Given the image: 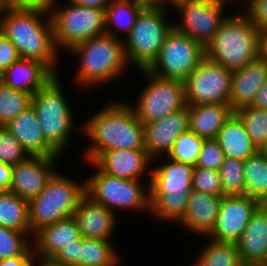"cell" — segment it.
<instances>
[{"label":"cell","mask_w":267,"mask_h":266,"mask_svg":"<svg viewBox=\"0 0 267 266\" xmlns=\"http://www.w3.org/2000/svg\"><path fill=\"white\" fill-rule=\"evenodd\" d=\"M244 161L225 158L218 170L222 184V196L246 195Z\"/></svg>","instance_id":"35"},{"label":"cell","mask_w":267,"mask_h":266,"mask_svg":"<svg viewBox=\"0 0 267 266\" xmlns=\"http://www.w3.org/2000/svg\"><path fill=\"white\" fill-rule=\"evenodd\" d=\"M44 16L46 21L41 20ZM0 32L13 43L22 59L41 61L58 75L60 52L55 45L50 12L12 6L1 19Z\"/></svg>","instance_id":"2"},{"label":"cell","mask_w":267,"mask_h":266,"mask_svg":"<svg viewBox=\"0 0 267 266\" xmlns=\"http://www.w3.org/2000/svg\"><path fill=\"white\" fill-rule=\"evenodd\" d=\"M5 127L18 139L29 155L60 156L45 140L37 113L32 105L18 114Z\"/></svg>","instance_id":"22"},{"label":"cell","mask_w":267,"mask_h":266,"mask_svg":"<svg viewBox=\"0 0 267 266\" xmlns=\"http://www.w3.org/2000/svg\"><path fill=\"white\" fill-rule=\"evenodd\" d=\"M8 0H0V22L3 16L7 13V11L11 8Z\"/></svg>","instance_id":"51"},{"label":"cell","mask_w":267,"mask_h":266,"mask_svg":"<svg viewBox=\"0 0 267 266\" xmlns=\"http://www.w3.org/2000/svg\"><path fill=\"white\" fill-rule=\"evenodd\" d=\"M32 95L13 89L0 80V126H5L31 105Z\"/></svg>","instance_id":"33"},{"label":"cell","mask_w":267,"mask_h":266,"mask_svg":"<svg viewBox=\"0 0 267 266\" xmlns=\"http://www.w3.org/2000/svg\"><path fill=\"white\" fill-rule=\"evenodd\" d=\"M60 156L28 155L13 165L12 183L9 191L30 201L44 189L56 172L54 164Z\"/></svg>","instance_id":"16"},{"label":"cell","mask_w":267,"mask_h":266,"mask_svg":"<svg viewBox=\"0 0 267 266\" xmlns=\"http://www.w3.org/2000/svg\"><path fill=\"white\" fill-rule=\"evenodd\" d=\"M80 234L84 238L110 240L116 226V213L85 195L75 213ZM112 234V235H111Z\"/></svg>","instance_id":"21"},{"label":"cell","mask_w":267,"mask_h":266,"mask_svg":"<svg viewBox=\"0 0 267 266\" xmlns=\"http://www.w3.org/2000/svg\"><path fill=\"white\" fill-rule=\"evenodd\" d=\"M204 58L202 44L172 28L147 71L161 78L183 81Z\"/></svg>","instance_id":"12"},{"label":"cell","mask_w":267,"mask_h":266,"mask_svg":"<svg viewBox=\"0 0 267 266\" xmlns=\"http://www.w3.org/2000/svg\"><path fill=\"white\" fill-rule=\"evenodd\" d=\"M261 32L244 13L229 15L205 48V57L236 70L260 56Z\"/></svg>","instance_id":"4"},{"label":"cell","mask_w":267,"mask_h":266,"mask_svg":"<svg viewBox=\"0 0 267 266\" xmlns=\"http://www.w3.org/2000/svg\"><path fill=\"white\" fill-rule=\"evenodd\" d=\"M204 141V138L187 130L178 136L166 157L176 162L195 166Z\"/></svg>","instance_id":"36"},{"label":"cell","mask_w":267,"mask_h":266,"mask_svg":"<svg viewBox=\"0 0 267 266\" xmlns=\"http://www.w3.org/2000/svg\"><path fill=\"white\" fill-rule=\"evenodd\" d=\"M78 5L106 10L112 0H70Z\"/></svg>","instance_id":"48"},{"label":"cell","mask_w":267,"mask_h":266,"mask_svg":"<svg viewBox=\"0 0 267 266\" xmlns=\"http://www.w3.org/2000/svg\"><path fill=\"white\" fill-rule=\"evenodd\" d=\"M11 6L50 12L59 0H8Z\"/></svg>","instance_id":"44"},{"label":"cell","mask_w":267,"mask_h":266,"mask_svg":"<svg viewBox=\"0 0 267 266\" xmlns=\"http://www.w3.org/2000/svg\"><path fill=\"white\" fill-rule=\"evenodd\" d=\"M87 163L96 171L86 180V195L94 202L112 212L117 208L150 213L149 190L140 186V180L118 178L103 172L94 162Z\"/></svg>","instance_id":"10"},{"label":"cell","mask_w":267,"mask_h":266,"mask_svg":"<svg viewBox=\"0 0 267 266\" xmlns=\"http://www.w3.org/2000/svg\"><path fill=\"white\" fill-rule=\"evenodd\" d=\"M189 130L204 139H215L234 113L229 103L188 105Z\"/></svg>","instance_id":"26"},{"label":"cell","mask_w":267,"mask_h":266,"mask_svg":"<svg viewBox=\"0 0 267 266\" xmlns=\"http://www.w3.org/2000/svg\"><path fill=\"white\" fill-rule=\"evenodd\" d=\"M215 139L219 143L225 158L245 161L259 151L246 132L242 121L235 113L230 116L218 131Z\"/></svg>","instance_id":"27"},{"label":"cell","mask_w":267,"mask_h":266,"mask_svg":"<svg viewBox=\"0 0 267 266\" xmlns=\"http://www.w3.org/2000/svg\"><path fill=\"white\" fill-rule=\"evenodd\" d=\"M80 60L75 82L82 87L97 86L117 79L127 69L124 43L118 37L103 34L72 47Z\"/></svg>","instance_id":"5"},{"label":"cell","mask_w":267,"mask_h":266,"mask_svg":"<svg viewBox=\"0 0 267 266\" xmlns=\"http://www.w3.org/2000/svg\"><path fill=\"white\" fill-rule=\"evenodd\" d=\"M103 172L118 178L141 180L153 159L147 150L114 149L103 151L93 161Z\"/></svg>","instance_id":"18"},{"label":"cell","mask_w":267,"mask_h":266,"mask_svg":"<svg viewBox=\"0 0 267 266\" xmlns=\"http://www.w3.org/2000/svg\"><path fill=\"white\" fill-rule=\"evenodd\" d=\"M143 129L145 149L151 158L167 156L178 136L189 130L188 106L162 119L144 123Z\"/></svg>","instance_id":"17"},{"label":"cell","mask_w":267,"mask_h":266,"mask_svg":"<svg viewBox=\"0 0 267 266\" xmlns=\"http://www.w3.org/2000/svg\"><path fill=\"white\" fill-rule=\"evenodd\" d=\"M246 195L267 204V158L258 151L244 161Z\"/></svg>","instance_id":"29"},{"label":"cell","mask_w":267,"mask_h":266,"mask_svg":"<svg viewBox=\"0 0 267 266\" xmlns=\"http://www.w3.org/2000/svg\"><path fill=\"white\" fill-rule=\"evenodd\" d=\"M81 127L84 137L92 143L85 150L86 162H93L106 150H146L143 124L131 105L124 102L109 103Z\"/></svg>","instance_id":"1"},{"label":"cell","mask_w":267,"mask_h":266,"mask_svg":"<svg viewBox=\"0 0 267 266\" xmlns=\"http://www.w3.org/2000/svg\"><path fill=\"white\" fill-rule=\"evenodd\" d=\"M261 204L247 195L222 196L215 224L207 237L219 242L237 243Z\"/></svg>","instance_id":"15"},{"label":"cell","mask_w":267,"mask_h":266,"mask_svg":"<svg viewBox=\"0 0 267 266\" xmlns=\"http://www.w3.org/2000/svg\"><path fill=\"white\" fill-rule=\"evenodd\" d=\"M262 266H267V259H266V262Z\"/></svg>","instance_id":"56"},{"label":"cell","mask_w":267,"mask_h":266,"mask_svg":"<svg viewBox=\"0 0 267 266\" xmlns=\"http://www.w3.org/2000/svg\"><path fill=\"white\" fill-rule=\"evenodd\" d=\"M267 79V61L261 56L232 73L229 104L232 110L250 106Z\"/></svg>","instance_id":"20"},{"label":"cell","mask_w":267,"mask_h":266,"mask_svg":"<svg viewBox=\"0 0 267 266\" xmlns=\"http://www.w3.org/2000/svg\"><path fill=\"white\" fill-rule=\"evenodd\" d=\"M221 200L222 196L192 190L184 218L179 223L194 234L206 236L213 229Z\"/></svg>","instance_id":"25"},{"label":"cell","mask_w":267,"mask_h":266,"mask_svg":"<svg viewBox=\"0 0 267 266\" xmlns=\"http://www.w3.org/2000/svg\"><path fill=\"white\" fill-rule=\"evenodd\" d=\"M55 74L41 61L20 58L0 75L7 86L35 94Z\"/></svg>","instance_id":"24"},{"label":"cell","mask_w":267,"mask_h":266,"mask_svg":"<svg viewBox=\"0 0 267 266\" xmlns=\"http://www.w3.org/2000/svg\"><path fill=\"white\" fill-rule=\"evenodd\" d=\"M250 106L259 109H267V79L255 95Z\"/></svg>","instance_id":"47"},{"label":"cell","mask_w":267,"mask_h":266,"mask_svg":"<svg viewBox=\"0 0 267 266\" xmlns=\"http://www.w3.org/2000/svg\"><path fill=\"white\" fill-rule=\"evenodd\" d=\"M234 113L240 118L253 144L259 150L267 140V109L246 106Z\"/></svg>","instance_id":"34"},{"label":"cell","mask_w":267,"mask_h":266,"mask_svg":"<svg viewBox=\"0 0 267 266\" xmlns=\"http://www.w3.org/2000/svg\"><path fill=\"white\" fill-rule=\"evenodd\" d=\"M114 242L84 238L81 245V261L77 266H117L120 256L116 253Z\"/></svg>","instance_id":"31"},{"label":"cell","mask_w":267,"mask_h":266,"mask_svg":"<svg viewBox=\"0 0 267 266\" xmlns=\"http://www.w3.org/2000/svg\"><path fill=\"white\" fill-rule=\"evenodd\" d=\"M33 235L32 232H20L0 226V260L23 256L33 246L29 242Z\"/></svg>","instance_id":"37"},{"label":"cell","mask_w":267,"mask_h":266,"mask_svg":"<svg viewBox=\"0 0 267 266\" xmlns=\"http://www.w3.org/2000/svg\"><path fill=\"white\" fill-rule=\"evenodd\" d=\"M166 158L165 164L151 169L147 186L150 213L156 219L179 223L188 207L194 166Z\"/></svg>","instance_id":"3"},{"label":"cell","mask_w":267,"mask_h":266,"mask_svg":"<svg viewBox=\"0 0 267 266\" xmlns=\"http://www.w3.org/2000/svg\"><path fill=\"white\" fill-rule=\"evenodd\" d=\"M83 237L75 240L73 244L64 246L53 259L64 266H77L81 261V245Z\"/></svg>","instance_id":"42"},{"label":"cell","mask_w":267,"mask_h":266,"mask_svg":"<svg viewBox=\"0 0 267 266\" xmlns=\"http://www.w3.org/2000/svg\"><path fill=\"white\" fill-rule=\"evenodd\" d=\"M171 5L182 15L181 24L173 23V28L204 47L227 17L223 16L226 5L212 1L177 0Z\"/></svg>","instance_id":"14"},{"label":"cell","mask_w":267,"mask_h":266,"mask_svg":"<svg viewBox=\"0 0 267 266\" xmlns=\"http://www.w3.org/2000/svg\"><path fill=\"white\" fill-rule=\"evenodd\" d=\"M144 7V5L130 0H112L106 8V34L119 37L118 30H123L128 34ZM113 27L118 30L115 31Z\"/></svg>","instance_id":"30"},{"label":"cell","mask_w":267,"mask_h":266,"mask_svg":"<svg viewBox=\"0 0 267 266\" xmlns=\"http://www.w3.org/2000/svg\"><path fill=\"white\" fill-rule=\"evenodd\" d=\"M177 0H162V4L163 5H170V3L172 4L173 2H175ZM168 3V4H167Z\"/></svg>","instance_id":"55"},{"label":"cell","mask_w":267,"mask_h":266,"mask_svg":"<svg viewBox=\"0 0 267 266\" xmlns=\"http://www.w3.org/2000/svg\"><path fill=\"white\" fill-rule=\"evenodd\" d=\"M260 56L267 61V31L261 32Z\"/></svg>","instance_id":"50"},{"label":"cell","mask_w":267,"mask_h":266,"mask_svg":"<svg viewBox=\"0 0 267 266\" xmlns=\"http://www.w3.org/2000/svg\"><path fill=\"white\" fill-rule=\"evenodd\" d=\"M34 257L33 246L23 255L0 260V266H31Z\"/></svg>","instance_id":"45"},{"label":"cell","mask_w":267,"mask_h":266,"mask_svg":"<svg viewBox=\"0 0 267 266\" xmlns=\"http://www.w3.org/2000/svg\"><path fill=\"white\" fill-rule=\"evenodd\" d=\"M54 6L50 15L54 28V40L58 51H69L90 38L106 34V10L78 5Z\"/></svg>","instance_id":"9"},{"label":"cell","mask_w":267,"mask_h":266,"mask_svg":"<svg viewBox=\"0 0 267 266\" xmlns=\"http://www.w3.org/2000/svg\"><path fill=\"white\" fill-rule=\"evenodd\" d=\"M29 154L5 126H0V162L15 165Z\"/></svg>","instance_id":"38"},{"label":"cell","mask_w":267,"mask_h":266,"mask_svg":"<svg viewBox=\"0 0 267 266\" xmlns=\"http://www.w3.org/2000/svg\"><path fill=\"white\" fill-rule=\"evenodd\" d=\"M232 73L205 57L183 80L187 105L229 103Z\"/></svg>","instance_id":"13"},{"label":"cell","mask_w":267,"mask_h":266,"mask_svg":"<svg viewBox=\"0 0 267 266\" xmlns=\"http://www.w3.org/2000/svg\"><path fill=\"white\" fill-rule=\"evenodd\" d=\"M13 176V166L0 162V192L9 191Z\"/></svg>","instance_id":"46"},{"label":"cell","mask_w":267,"mask_h":266,"mask_svg":"<svg viewBox=\"0 0 267 266\" xmlns=\"http://www.w3.org/2000/svg\"><path fill=\"white\" fill-rule=\"evenodd\" d=\"M0 226L20 232H31L29 201L11 191L0 192Z\"/></svg>","instance_id":"28"},{"label":"cell","mask_w":267,"mask_h":266,"mask_svg":"<svg viewBox=\"0 0 267 266\" xmlns=\"http://www.w3.org/2000/svg\"><path fill=\"white\" fill-rule=\"evenodd\" d=\"M61 87L59 75H55L31 98L45 140L60 155L67 149V141L75 129L73 112Z\"/></svg>","instance_id":"8"},{"label":"cell","mask_w":267,"mask_h":266,"mask_svg":"<svg viewBox=\"0 0 267 266\" xmlns=\"http://www.w3.org/2000/svg\"><path fill=\"white\" fill-rule=\"evenodd\" d=\"M20 58L13 43L0 32V75Z\"/></svg>","instance_id":"43"},{"label":"cell","mask_w":267,"mask_h":266,"mask_svg":"<svg viewBox=\"0 0 267 266\" xmlns=\"http://www.w3.org/2000/svg\"><path fill=\"white\" fill-rule=\"evenodd\" d=\"M207 1H212V2H215V3H221V4H224V5H228V3H235L238 1L240 2L241 0H207ZM241 2H245V0H242Z\"/></svg>","instance_id":"53"},{"label":"cell","mask_w":267,"mask_h":266,"mask_svg":"<svg viewBox=\"0 0 267 266\" xmlns=\"http://www.w3.org/2000/svg\"><path fill=\"white\" fill-rule=\"evenodd\" d=\"M85 195L86 179L76 183L56 171L40 194L29 201L31 232L34 234L45 225L72 217Z\"/></svg>","instance_id":"7"},{"label":"cell","mask_w":267,"mask_h":266,"mask_svg":"<svg viewBox=\"0 0 267 266\" xmlns=\"http://www.w3.org/2000/svg\"><path fill=\"white\" fill-rule=\"evenodd\" d=\"M169 5L145 6L136 22L123 39L128 63L137 70H147L158 57L166 35L172 30L173 22L167 21Z\"/></svg>","instance_id":"6"},{"label":"cell","mask_w":267,"mask_h":266,"mask_svg":"<svg viewBox=\"0 0 267 266\" xmlns=\"http://www.w3.org/2000/svg\"><path fill=\"white\" fill-rule=\"evenodd\" d=\"M259 151L267 158V140L265 144L259 149Z\"/></svg>","instance_id":"54"},{"label":"cell","mask_w":267,"mask_h":266,"mask_svg":"<svg viewBox=\"0 0 267 266\" xmlns=\"http://www.w3.org/2000/svg\"><path fill=\"white\" fill-rule=\"evenodd\" d=\"M80 237L74 216L45 225L37 230L31 239L34 255L53 258L64 246L73 244Z\"/></svg>","instance_id":"23"},{"label":"cell","mask_w":267,"mask_h":266,"mask_svg":"<svg viewBox=\"0 0 267 266\" xmlns=\"http://www.w3.org/2000/svg\"><path fill=\"white\" fill-rule=\"evenodd\" d=\"M245 266H262L267 259V204H261L236 243Z\"/></svg>","instance_id":"19"},{"label":"cell","mask_w":267,"mask_h":266,"mask_svg":"<svg viewBox=\"0 0 267 266\" xmlns=\"http://www.w3.org/2000/svg\"><path fill=\"white\" fill-rule=\"evenodd\" d=\"M192 190L222 196V184L219 172L214 169L194 166Z\"/></svg>","instance_id":"39"},{"label":"cell","mask_w":267,"mask_h":266,"mask_svg":"<svg viewBox=\"0 0 267 266\" xmlns=\"http://www.w3.org/2000/svg\"><path fill=\"white\" fill-rule=\"evenodd\" d=\"M224 160L225 155L217 140L205 139L195 166L218 171Z\"/></svg>","instance_id":"40"},{"label":"cell","mask_w":267,"mask_h":266,"mask_svg":"<svg viewBox=\"0 0 267 266\" xmlns=\"http://www.w3.org/2000/svg\"><path fill=\"white\" fill-rule=\"evenodd\" d=\"M192 266H244L236 243L212 240Z\"/></svg>","instance_id":"32"},{"label":"cell","mask_w":267,"mask_h":266,"mask_svg":"<svg viewBox=\"0 0 267 266\" xmlns=\"http://www.w3.org/2000/svg\"><path fill=\"white\" fill-rule=\"evenodd\" d=\"M140 71L148 83L139 92L136 105L131 107L142 124L162 119L188 106L183 81L161 78L147 70Z\"/></svg>","instance_id":"11"},{"label":"cell","mask_w":267,"mask_h":266,"mask_svg":"<svg viewBox=\"0 0 267 266\" xmlns=\"http://www.w3.org/2000/svg\"><path fill=\"white\" fill-rule=\"evenodd\" d=\"M132 2L140 3L144 6H159L163 5L162 0H130Z\"/></svg>","instance_id":"52"},{"label":"cell","mask_w":267,"mask_h":266,"mask_svg":"<svg viewBox=\"0 0 267 266\" xmlns=\"http://www.w3.org/2000/svg\"><path fill=\"white\" fill-rule=\"evenodd\" d=\"M35 261H38L37 264L39 263L37 266H64L62 263L55 261L53 258H44L37 255H34L31 266L36 265Z\"/></svg>","instance_id":"49"},{"label":"cell","mask_w":267,"mask_h":266,"mask_svg":"<svg viewBox=\"0 0 267 266\" xmlns=\"http://www.w3.org/2000/svg\"><path fill=\"white\" fill-rule=\"evenodd\" d=\"M244 13L260 32L267 31V0H245ZM247 10V11H246Z\"/></svg>","instance_id":"41"}]
</instances>
